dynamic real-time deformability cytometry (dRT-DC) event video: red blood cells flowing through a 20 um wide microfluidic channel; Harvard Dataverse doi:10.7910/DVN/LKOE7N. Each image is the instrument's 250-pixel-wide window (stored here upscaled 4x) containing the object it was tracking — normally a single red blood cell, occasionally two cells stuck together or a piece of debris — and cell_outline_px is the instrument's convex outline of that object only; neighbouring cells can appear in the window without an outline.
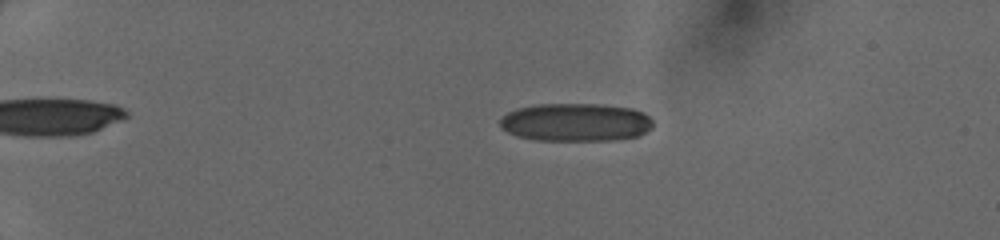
{"species": "human", "species_latin": "Homo sapiens", "temperature_condition": "cold", "stored_images_in_passage": 49, "camera_frame_rate_fps": 3000, "um_per_image_px": 0.085, "donor": {"sex": "female"}, "frame": {"image": 1, "passage_image": 12, "time_ms": 3.667, "image_size_px": [1000, 240], "cell_outline_px": [[652, 128], [640, 136], [608, 140], [536, 140], [516, 136], [500, 128], [500, 120], [508, 112], [516, 108], [536, 104], [600, 104], [632, 108], [644, 112], [652, 120]], "centroid_in_image_um": [48.93, 10.39], "position_along_channel_um": 36.1, "area_um2": 34.16}}
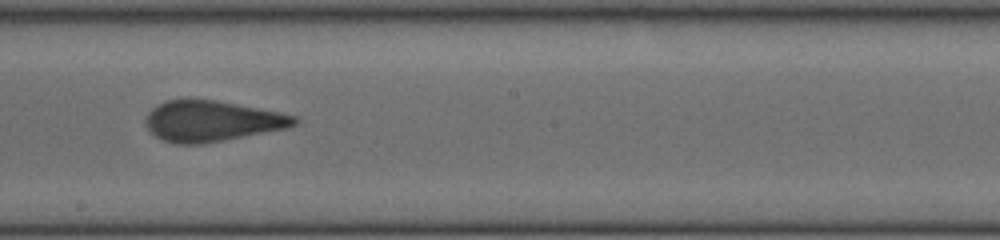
{"frame": {"image": 2, "passage_image": 31, "time_ms": 10.0, "image_size_px": [1000, 240], "cell_outline_px": [[300, 120], [296, 124], [284, 128], [204, 144], [176, 144], [164, 140], [156, 136], [144, 124], [144, 120], [148, 112], [156, 104], [164, 100], [184, 96], [216, 100], [280, 112], [296, 116]], "centroid_in_image_um": [17.93, 10.25], "position_along_channel_um": 230.3, "area_um2": 35.84}}
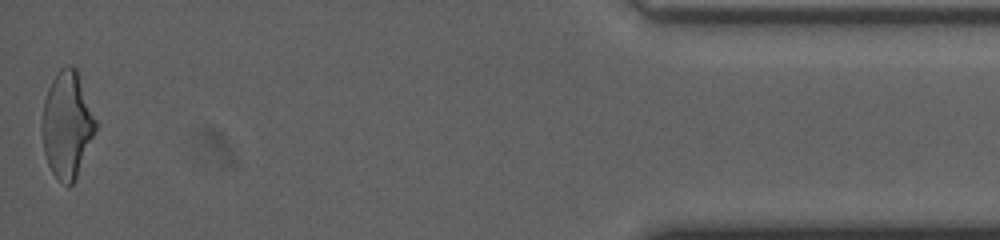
{"frame": {"image": 3, "passage_image": 49, "time_ms": 16.0, "image_size_px": [1000, 240], "cell_outline_px": [[96, 128], [76, 176], [72, 184], [68, 188], [52, 172], [48, 164], [44, 152], [40, 128], [44, 100], [48, 88], [52, 80], [60, 68], [68, 64], [72, 64], [76, 68], [96, 120]], "centroid_in_image_um": [5.66, 10.57], "position_along_channel_um": 429.5, "area_um2": 32.95}}